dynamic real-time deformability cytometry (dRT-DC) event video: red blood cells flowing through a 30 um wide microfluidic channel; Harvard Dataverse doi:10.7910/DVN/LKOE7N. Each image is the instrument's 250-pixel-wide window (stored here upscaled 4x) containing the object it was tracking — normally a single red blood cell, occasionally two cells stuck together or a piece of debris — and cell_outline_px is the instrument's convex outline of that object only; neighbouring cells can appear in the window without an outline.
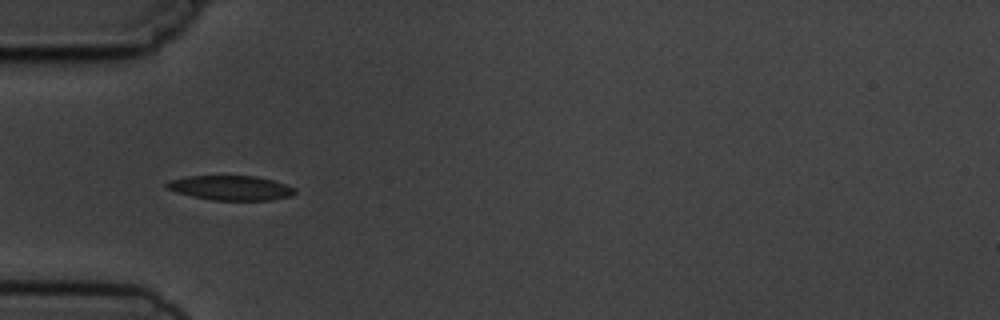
{"species": "common noctule bat (a hibernating species)", "species_latin": "Nyctalus noctula", "temperature_condition": "cold", "stored_images_in_passage": 6, "camera_frame_rate_fps": 3000, "um_per_image_px": 0.085, "animal": {"sex": "male", "body_mass_g": 19.5, "forearm_length_mm": 54.6}, "frame": {"image": 1, "passage_image": 6, "time_ms": 5.667, "image_size_px": [1000, 320], "cell_outline_px": [[296, 192], [292, 196], [272, 200], [212, 200], [192, 196], [176, 192], [168, 188], [164, 184], [168, 180], [188, 176], [256, 176], [272, 180], [296, 188]], "centroid_in_image_um": [19.62, 15.97], "position_along_channel_um": 65.4, "area_um2": 18.38}}